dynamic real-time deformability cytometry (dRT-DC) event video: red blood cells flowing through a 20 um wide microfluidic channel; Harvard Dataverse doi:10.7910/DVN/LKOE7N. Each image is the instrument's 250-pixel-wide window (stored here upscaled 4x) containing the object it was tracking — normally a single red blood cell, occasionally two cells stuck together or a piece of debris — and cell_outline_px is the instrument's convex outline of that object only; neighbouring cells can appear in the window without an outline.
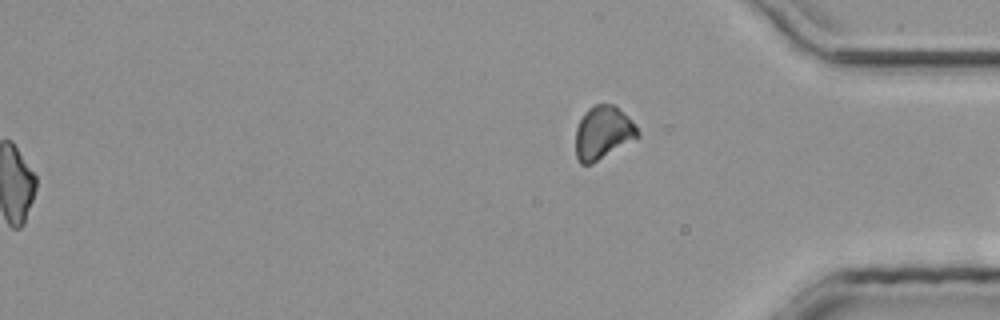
{"species": "common noctule bat (a hibernating species)", "species_latin": "Nyctalus noctula", "temperature_condition": "room temperature", "stored_images_in_passage": 26, "segment_of_instrument_passage": [2, 2], "camera_frame_rate_fps": 3000, "um_per_image_px": 0.085, "animal": {"sex": "male", "body_mass_g": 20.4}, "frame": {"image": 1, "passage_image": 26, "time_ms": 8.333, "image_size_px": [1000, 320], "cell_outline_px": [[640, 136], [592, 164], [580, 164], [576, 156], [576, 128], [584, 112], [588, 108], [596, 104], [616, 104], [628, 116], [640, 132]], "centroid_in_image_um": [51.25, 11.26], "position_along_channel_um": 383.9, "area_um2": 19.31}}